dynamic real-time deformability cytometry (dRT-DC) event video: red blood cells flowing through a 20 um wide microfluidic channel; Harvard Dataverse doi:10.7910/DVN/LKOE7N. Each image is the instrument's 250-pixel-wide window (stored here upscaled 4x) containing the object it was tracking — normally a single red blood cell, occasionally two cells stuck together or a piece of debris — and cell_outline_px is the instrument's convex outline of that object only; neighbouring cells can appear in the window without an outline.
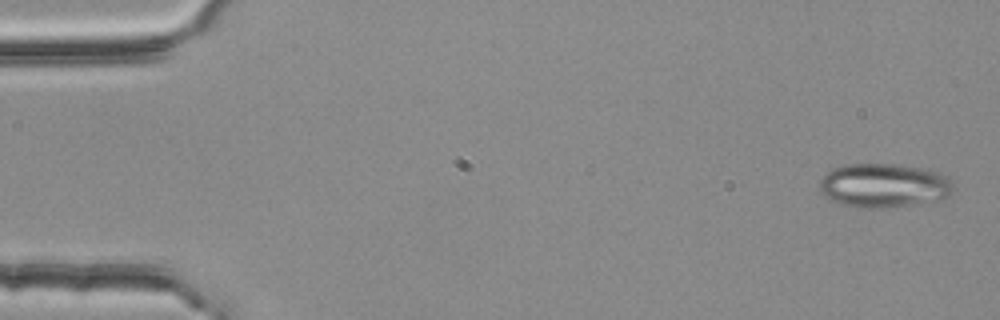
{"species": "common noctule bat (a hibernating species)", "species_latin": "Nyctalus noctula", "temperature_condition": "room temperature", "stored_images_in_passage": 3, "camera_frame_rate_fps": 3000, "um_per_image_px": 0.085, "animal": {"sex": "female", "body_mass_g": 25.1}, "frame": {"image": 1, "passage_image": 1, "time_ms": 0.0, "image_size_px": [1000, 320], "cell_outline_px": [[952, 192], [948, 196], [936, 200], [880, 208], [864, 208], [840, 204], [832, 200], [820, 192], [820, 180], [828, 172], [844, 164], [896, 164], [924, 168], [940, 172], [952, 184]], "centroid_in_image_um": [75.1, 15.75], "position_along_channel_um": 9.9, "area_um2": 33.87}}